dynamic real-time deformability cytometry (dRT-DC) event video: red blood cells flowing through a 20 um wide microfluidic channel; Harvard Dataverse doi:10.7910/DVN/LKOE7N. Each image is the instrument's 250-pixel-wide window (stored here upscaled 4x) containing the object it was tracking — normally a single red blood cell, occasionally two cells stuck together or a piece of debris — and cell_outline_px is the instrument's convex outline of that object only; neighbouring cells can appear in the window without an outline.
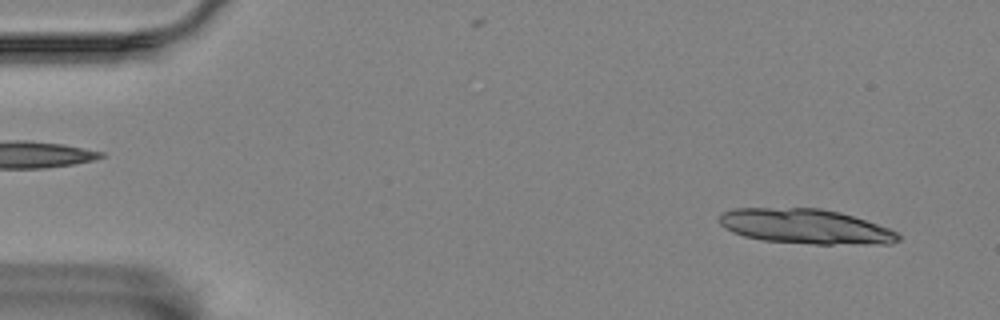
{"species": "Egyptian fruit bat (a non-hibernating species)", "species_latin": "Rousettus aegyptiacus", "temperature_condition": "room temperature", "stored_images_in_passage": 16, "camera_frame_rate_fps": 3000, "um_per_image_px": 0.085, "animal": {"sex": "female"}, "frame": {"image": 1, "passage_image": 3, "time_ms": 0.667, "image_size_px": [1000, 320], "cell_outline_px": [[900, 240], [892, 244], [812, 244], [764, 240], [744, 236], [732, 232], [724, 228], [720, 224], [720, 216], [724, 212], [732, 208], [820, 208], [840, 212], [900, 232]], "centroid_in_image_um": [68.49, 19.25], "position_along_channel_um": 16.5, "area_um2": 36.3}}